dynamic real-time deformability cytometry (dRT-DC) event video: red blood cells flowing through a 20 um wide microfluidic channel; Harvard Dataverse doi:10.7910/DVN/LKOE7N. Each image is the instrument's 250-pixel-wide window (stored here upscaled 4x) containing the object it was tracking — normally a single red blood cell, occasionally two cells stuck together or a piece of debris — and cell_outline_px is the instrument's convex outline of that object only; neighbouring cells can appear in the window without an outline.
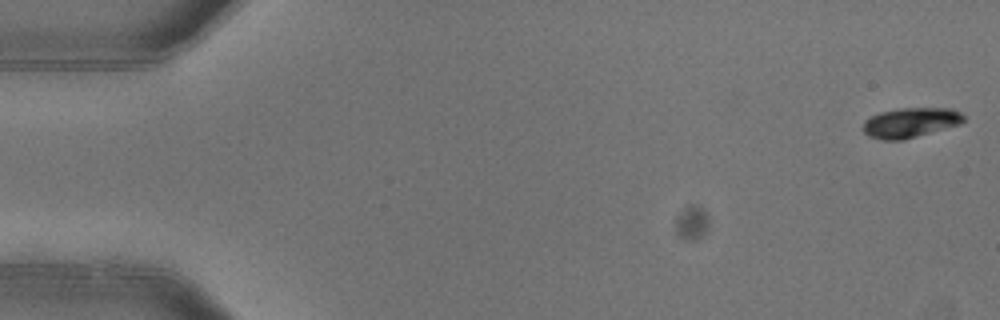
{"species": "common noctule bat (a hibernating species)", "species_latin": "Nyctalus noctula", "temperature_condition": "warm", "stored_images_in_passage": 4, "camera_frame_rate_fps": 3000, "um_per_image_px": 0.085, "animal": {"sex": "female"}, "frame": {"image": 1, "passage_image": 1, "time_ms": 0.0, "image_size_px": [1000, 320], "cell_outline_px": [[964, 120], [960, 124], [904, 140], [884, 140], [868, 136], [864, 132], [864, 120], [880, 112], [900, 108], [952, 108], [960, 112], [964, 116]], "centroid_in_image_um": [77.39, 10.42], "position_along_channel_um": 7.6, "area_um2": 17.46}}